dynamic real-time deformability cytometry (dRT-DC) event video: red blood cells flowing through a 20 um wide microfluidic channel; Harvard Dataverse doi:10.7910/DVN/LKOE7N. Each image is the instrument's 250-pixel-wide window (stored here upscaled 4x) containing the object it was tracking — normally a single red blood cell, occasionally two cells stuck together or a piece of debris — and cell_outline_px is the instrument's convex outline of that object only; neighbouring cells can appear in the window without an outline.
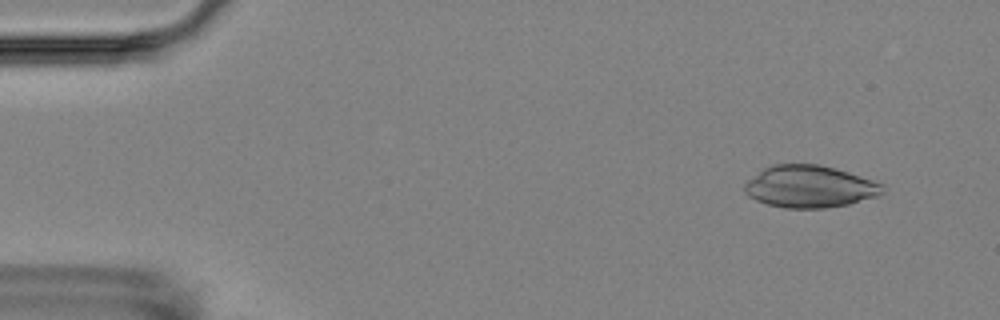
{"species": "Egyptian fruit bat (a non-hibernating species)", "species_latin": "Rousettus aegyptiacus", "temperature_condition": "room temperature", "stored_images_in_passage": 4, "camera_frame_rate_fps": 3000, "um_per_image_px": 0.085, "animal": {"sex": "female"}, "frame": {"image": 1, "passage_image": 2, "time_ms": 1.333, "image_size_px": [1000, 320], "cell_outline_px": [[884, 192], [876, 196], [848, 204], [824, 208], [784, 208], [768, 204], [756, 200], [748, 196], [744, 192], [744, 184], [748, 180], [764, 168], [772, 164], [820, 164], [836, 168], [884, 184]], "centroid_in_image_um": [68.81, 15.85], "position_along_channel_um": 16.2, "area_um2": 33.81}}